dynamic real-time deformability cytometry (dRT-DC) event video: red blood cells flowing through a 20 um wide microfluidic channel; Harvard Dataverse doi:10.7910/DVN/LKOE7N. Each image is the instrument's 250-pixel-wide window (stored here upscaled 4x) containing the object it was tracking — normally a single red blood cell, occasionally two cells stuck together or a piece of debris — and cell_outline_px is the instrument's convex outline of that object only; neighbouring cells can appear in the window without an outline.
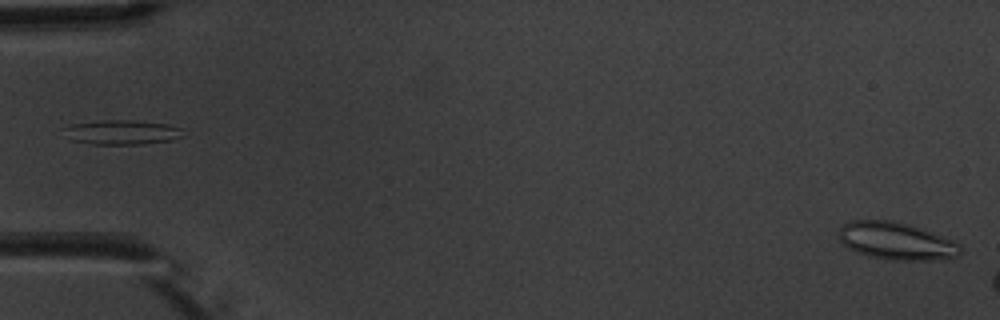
{"species": "common noctule bat (a hibernating species)", "species_latin": "Nyctalus noctula", "temperature_condition": "warm", "stored_images_in_passage": 6, "camera_frame_rate_fps": 3000, "um_per_image_px": 0.085, "animal": {"sex": "male", "body_mass_g": 20.1, "forearm_length_mm": 53.5}, "frame": {"image": 1, "passage_image": 6, "time_ms": 5.667, "image_size_px": [1000, 320], "cell_outline_px": [[960, 256], [928, 260], [888, 260], [868, 256], [856, 252], [848, 248], [840, 240], [840, 228], [844, 224], [852, 220], [892, 220], [908, 224], [920, 228], [952, 240], [960, 244]], "centroid_in_image_um": [76.17, 20.49], "position_along_channel_um": 8.8, "area_um2": 26.36}}